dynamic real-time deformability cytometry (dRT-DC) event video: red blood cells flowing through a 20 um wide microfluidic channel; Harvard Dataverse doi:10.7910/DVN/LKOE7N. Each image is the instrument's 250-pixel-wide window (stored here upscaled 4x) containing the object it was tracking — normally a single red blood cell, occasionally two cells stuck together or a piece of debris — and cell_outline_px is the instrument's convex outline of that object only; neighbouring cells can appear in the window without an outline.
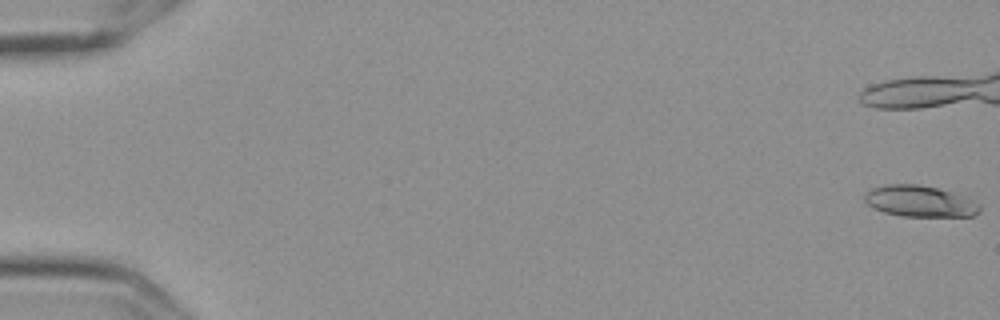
{"species": "Egyptian fruit bat (a non-hibernating species)", "species_latin": "Rousettus aegyptiacus", "temperature_condition": "cold", "stored_images_in_passage": 13, "camera_frame_rate_fps": 3000, "um_per_image_px": 0.085, "frame": {"image": 1, "passage_image": 1, "time_ms": 0.0, "image_size_px": [1000, 320], "cell_outline_px": [[980, 212], [972, 216], [904, 216], [884, 212], [868, 204], [864, 200], [864, 196], [872, 188], [888, 184], [916, 184], [936, 188], [948, 192], [980, 204]], "centroid_in_image_um": [78.15, 17.11], "position_along_channel_um": 6.8, "area_um2": 20.35}}